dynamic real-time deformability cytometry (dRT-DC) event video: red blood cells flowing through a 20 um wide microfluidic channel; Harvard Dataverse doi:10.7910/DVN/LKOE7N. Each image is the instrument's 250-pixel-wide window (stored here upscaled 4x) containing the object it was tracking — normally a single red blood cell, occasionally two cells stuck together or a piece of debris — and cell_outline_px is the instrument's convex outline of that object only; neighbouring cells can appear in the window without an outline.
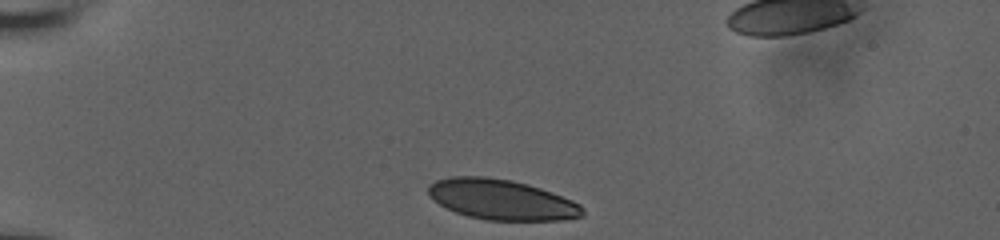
{"species": "human", "species_latin": "Homo sapiens", "temperature_condition": "room temperature", "stored_images_in_passage": 34, "camera_frame_rate_fps": 3000, "um_per_image_px": 0.085, "donor": {"sex": "male"}, "frame": {"image": 1, "passage_image": 1, "time_ms": 0.0, "image_size_px": [1000, 240], "cell_outline_px": [[584, 216], [564, 220], [484, 220], [468, 216], [456, 212], [432, 200], [428, 196], [428, 184], [436, 180], [452, 176], [484, 176], [512, 180], [528, 184], [552, 192], [572, 200], [580, 204], [584, 208]], "centroid_in_image_um": [42.63, 16.96], "position_along_channel_um": 42.4, "area_um2": 36.47}}
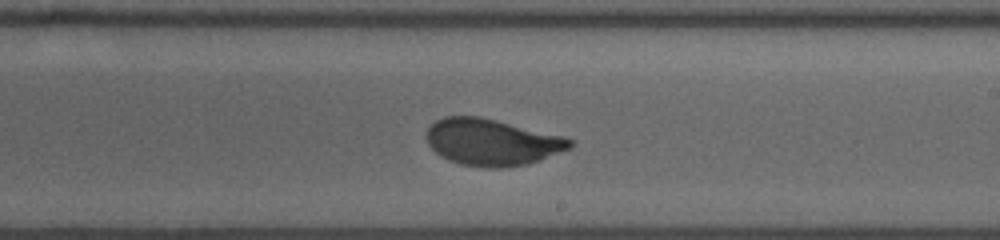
{"frame": {"image": 2, "passage_image": 21, "time_ms": 6.667, "image_size_px": [1000, 240], "cell_outline_px": [[572, 148], [540, 160], [528, 164], [500, 168], [488, 168], [460, 164], [448, 160], [440, 156], [428, 144], [428, 128], [436, 120], [444, 116], [480, 116], [564, 136], [572, 140]], "centroid_in_image_um": [41.83, 12.09], "position_along_channel_um": 247.2, "area_um2": 38.96}}
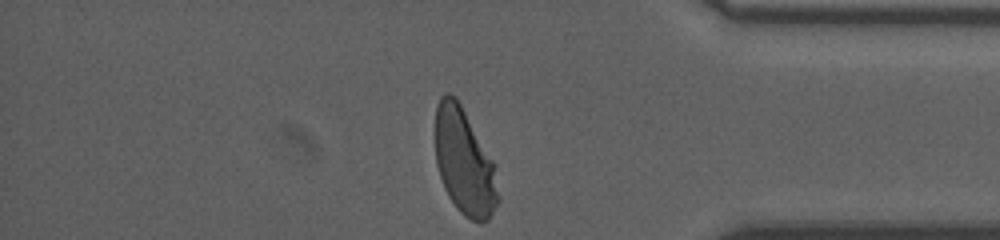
{"frame": {"image": 3, "passage_image": 34, "time_ms": 11.0, "image_size_px": [1000, 240], "cell_outline_px": [[500, 200], [488, 220], [472, 220], [464, 216], [456, 208], [448, 196], [444, 188], [436, 164], [436, 104], [440, 96], [444, 92], [448, 92], [456, 96], [492, 160], [500, 196]], "centroid_in_image_um": [39.45, 13.76], "position_along_channel_um": 395.7, "area_um2": 38.61}, "authors_computed_cell_mechanics": {"area_um2": 38.9283, "velocity_mm_per_s": 3.8164, "shape_relaxation_time_tau1_ms": 3.0544, "shape_relaxation_time_tau2_ms": null, "deformation_change_tau1": 0.1452, "deformation_change_tau2": null}}